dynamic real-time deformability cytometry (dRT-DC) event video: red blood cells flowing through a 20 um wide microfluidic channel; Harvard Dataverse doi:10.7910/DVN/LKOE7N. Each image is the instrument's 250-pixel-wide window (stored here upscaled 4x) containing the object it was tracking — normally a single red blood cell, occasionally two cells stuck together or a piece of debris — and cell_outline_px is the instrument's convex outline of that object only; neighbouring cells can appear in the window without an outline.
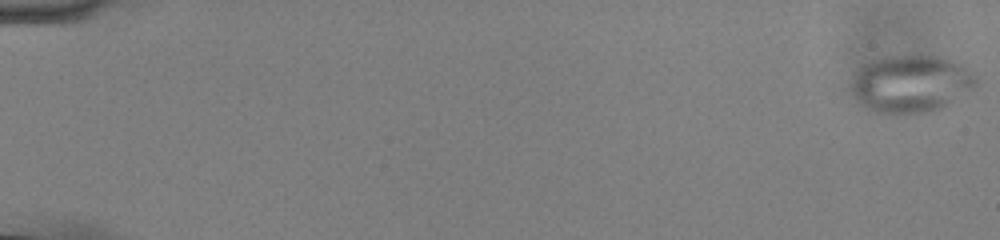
{"species": "common noctule bat (a hibernating species)", "species_latin": "Nyctalus noctula", "temperature_condition": "cold", "stored_images_in_passage": 56, "camera_frame_rate_fps": 3000, "um_per_image_px": 0.085, "animal": {"sex": "male", "body_mass_g": 13.0, "forearm_length_mm": 53.1}, "frame": {"image": 1, "passage_image": 1, "time_ms": 0.0, "image_size_px": [1000, 240], "cell_outline_px": [[976, 88], [940, 108], [928, 112], [876, 112], [860, 104], [852, 88], [852, 84], [860, 68], [864, 64], [888, 56], [936, 56], [960, 64], [976, 72]], "centroid_in_image_um": [77.49, 7.11], "position_along_channel_um": 7.5, "area_um2": 40.75}}
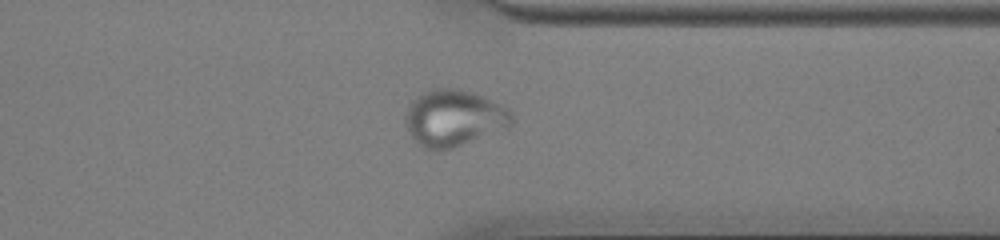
{"frame": {"image": 2, "passage_image": 45, "time_ms": 14.667, "image_size_px": [1000, 240], "cell_outline_px": [[512, 124], [508, 128], [452, 148], [436, 152], [424, 148], [408, 132], [404, 124], [404, 116], [408, 104], [412, 100], [424, 92], [432, 88], [456, 88], [484, 96], [508, 108], [512, 112]], "centroid_in_image_um": [38.56, 10.04], "position_along_channel_um": 372.8, "area_um2": 35.32}}
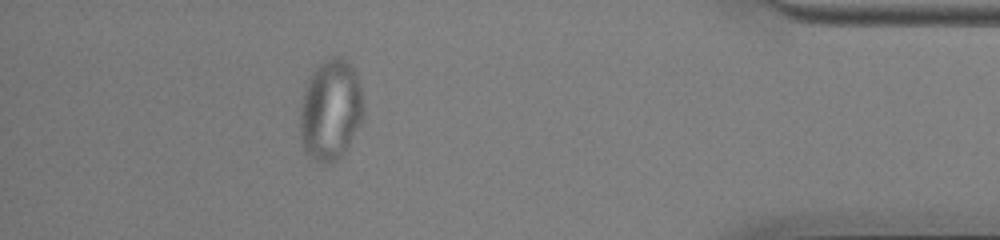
{"frame": {"image": 3, "passage_image": 51, "time_ms": 16.667, "image_size_px": [1000, 240], "cell_outline_px": [[364, 116], [360, 124], [344, 152], [332, 164], [320, 164], [304, 152], [300, 136], [300, 108], [304, 88], [312, 72], [320, 60], [332, 56], [340, 56], [352, 64], [356, 72], [364, 104]], "centroid_in_image_um": [28.09, 9.33], "position_along_channel_um": 407.1, "area_um2": 37.97}}